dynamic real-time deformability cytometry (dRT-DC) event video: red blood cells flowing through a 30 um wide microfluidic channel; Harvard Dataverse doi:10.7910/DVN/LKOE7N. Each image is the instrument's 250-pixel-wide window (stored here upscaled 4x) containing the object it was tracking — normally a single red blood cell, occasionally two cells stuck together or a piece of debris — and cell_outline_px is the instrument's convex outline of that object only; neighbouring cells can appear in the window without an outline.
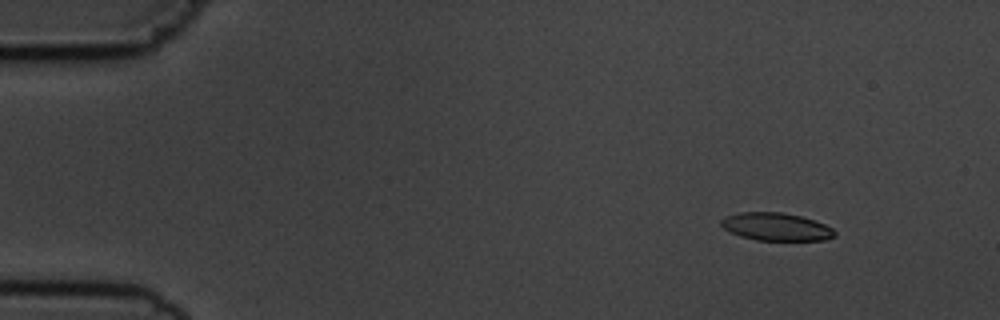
{"species": "common noctule bat (a hibernating species)", "species_latin": "Nyctalus noctula", "temperature_condition": "cold", "stored_images_in_passage": 9, "camera_frame_rate_fps": 3000, "um_per_image_px": 0.085, "animal": {"sex": "male", "body_mass_g": 19.5, "forearm_length_mm": 54.6}, "frame": {"image": 1, "passage_image": 3, "time_ms": 2.0, "image_size_px": [1000, 320], "cell_outline_px": [[836, 236], [824, 240], [756, 240], [740, 236], [728, 232], [720, 224], [720, 220], [724, 216], [740, 212], [780, 212], [800, 216], [824, 224], [832, 228], [836, 232]], "centroid_in_image_um": [65.93, 19.27], "position_along_channel_um": 19.1, "area_um2": 18.44}}
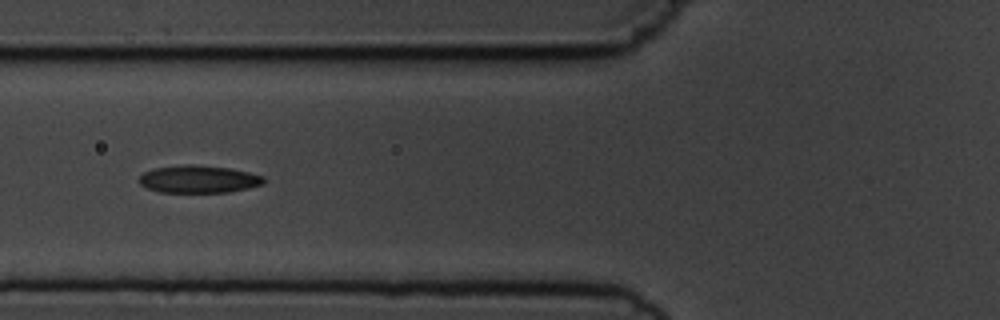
{"frame": {"image": 2, "passage_image": 7, "time_ms": 7.0, "image_size_px": [1000, 320], "cell_outline_px": [[264, 184], [248, 188], [228, 192], [160, 192], [148, 188], [140, 184], [140, 176], [144, 172], [152, 168], [188, 164], [192, 164], [228, 168], [248, 172], [264, 176]], "centroid_in_image_um": [16.88, 15.22], "position_along_channel_um": 108.9, "area_um2": 19.88}}
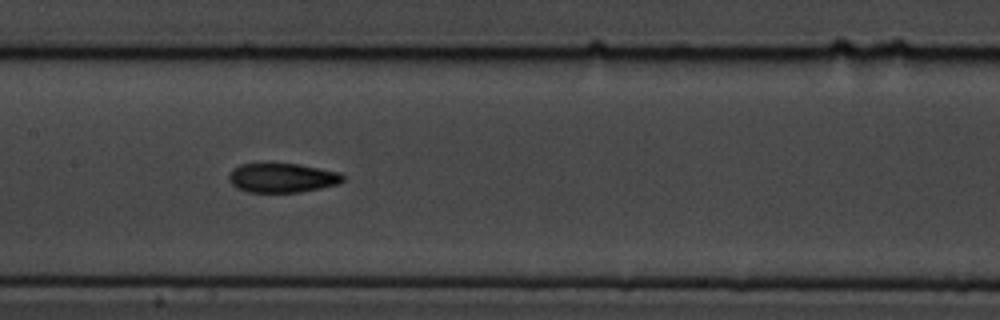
{"frame": {"image": 3, "passage_image": 9, "time_ms": 9.0, "image_size_px": [1000, 320], "cell_outline_px": [[344, 180], [340, 184], [300, 192], [248, 192], [236, 188], [228, 180], [228, 176], [232, 168], [240, 164], [268, 160], [300, 164], [340, 172], [344, 176]], "centroid_in_image_um": [23.94, 15.06], "position_along_channel_um": 183.5, "area_um2": 20.46}}